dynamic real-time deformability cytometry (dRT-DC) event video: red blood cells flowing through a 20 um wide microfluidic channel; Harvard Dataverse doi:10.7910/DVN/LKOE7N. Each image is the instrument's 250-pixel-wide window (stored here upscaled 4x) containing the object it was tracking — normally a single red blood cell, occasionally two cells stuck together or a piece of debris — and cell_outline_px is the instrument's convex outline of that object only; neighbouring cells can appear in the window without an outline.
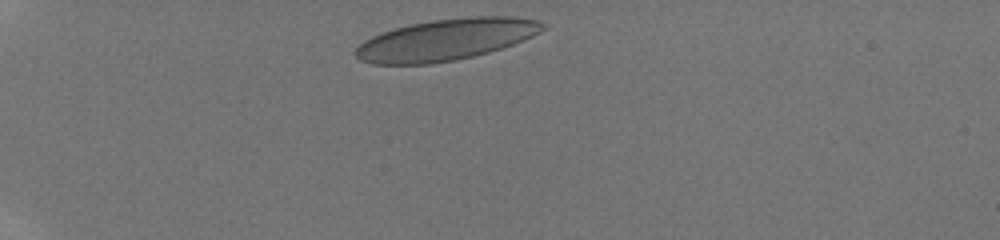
{"species": "human", "species_latin": "Homo sapiens", "temperature_condition": "room temperature", "stored_images_in_passage": 12, "camera_frame_rate_fps": 3000, "um_per_image_px": 0.085, "donor": {"sex": "male"}, "frame": {"image": 1, "passage_image": 1, "time_ms": 0.0, "image_size_px": [1000, 240], "cell_outline_px": [[548, 28], [524, 40], [488, 52], [456, 60], [432, 64], [372, 64], [360, 60], [356, 56], [356, 48], [364, 40], [372, 36], [396, 28], [412, 24], [432, 20], [468, 16], [512, 16], [536, 20], [548, 24]], "centroid_in_image_um": [37.95, 3.36], "position_along_channel_um": 47.1, "area_um2": 45.08}}
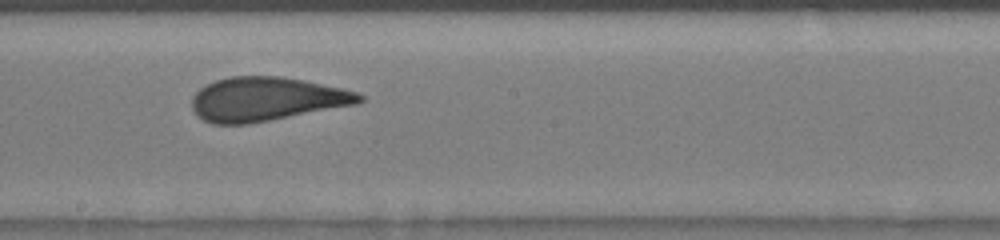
{"frame": {"image": 2, "passage_image": 7, "time_ms": 5.667, "image_size_px": [1000, 240], "cell_outline_px": [[364, 100], [356, 104], [248, 124], [212, 124], [204, 120], [192, 108], [192, 96], [200, 88], [216, 80], [232, 76], [280, 76], [304, 80], [344, 88], [356, 92], [364, 96]], "centroid_in_image_um": [22.65, 8.41], "position_along_channel_um": 225.6, "area_um2": 42.6}}
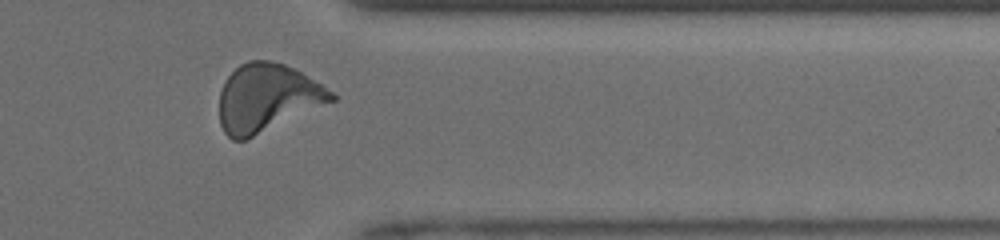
{"frame": {"image": 3, "passage_image": 11, "time_ms": 9.667, "image_size_px": [1000, 240], "cell_outline_px": [[336, 100], [244, 140], [232, 140], [224, 132], [220, 124], [220, 92], [224, 80], [240, 64], [248, 60], [272, 60], [284, 64], [300, 72], [320, 84], [332, 92], [336, 96]], "centroid_in_image_um": [22.67, 8.31], "position_along_channel_um": 388.7, "area_um2": 43.81}, "authors_computed_cell_mechanics": {"area_um2": 43.2633, "velocity_mm_per_s": 4.138, "shape_relaxation_time_tau1_ms": 6.6908, "shape_relaxation_time_tau2_ms": null, "deformation_change_tau1": 0.1811, "deformation_change_tau2": null}}